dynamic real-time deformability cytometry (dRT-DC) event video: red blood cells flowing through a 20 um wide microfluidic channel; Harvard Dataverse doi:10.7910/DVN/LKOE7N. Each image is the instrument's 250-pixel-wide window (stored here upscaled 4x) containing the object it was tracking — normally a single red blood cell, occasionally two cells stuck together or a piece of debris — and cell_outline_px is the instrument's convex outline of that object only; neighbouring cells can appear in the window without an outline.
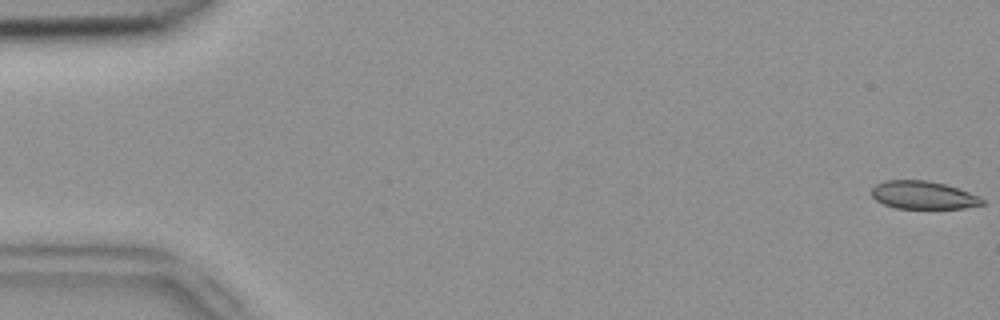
{"species": "common noctule bat (a hibernating species)", "species_latin": "Nyctalus noctula", "temperature_condition": "room temperature", "stored_images_in_passage": 54, "camera_frame_rate_fps": 3000, "um_per_image_px": 0.085, "animal": {"sex": "female", "body_mass_g": 18.4}, "frame": {"image": 1, "passage_image": 1, "time_ms": 0.0, "image_size_px": [1000, 320], "cell_outline_px": [[984, 204], [964, 208], [896, 208], [884, 204], [876, 200], [872, 196], [872, 188], [876, 184], [884, 180], [928, 180], [944, 184], [980, 196], [984, 200]], "centroid_in_image_um": [78.46, 16.58], "position_along_channel_um": 6.5, "area_um2": 17.92}}
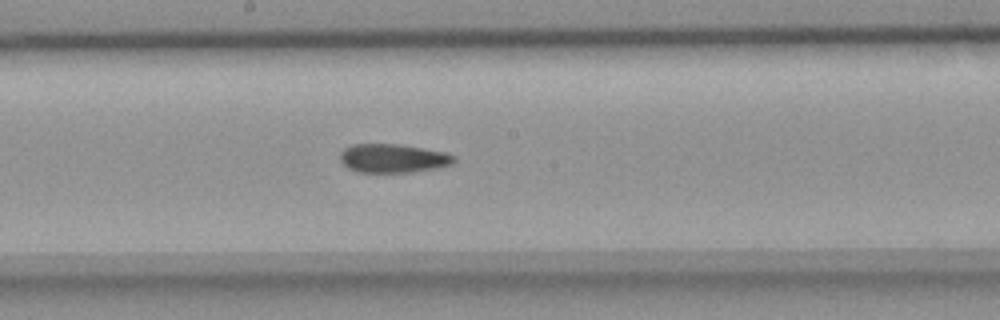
{"frame": {"image": 2, "passage_image": 29, "time_ms": 9.333, "image_size_px": [1000, 320], "cell_outline_px": [[456, 160], [452, 164], [436, 168], [412, 172], [360, 172], [348, 168], [340, 160], [340, 152], [344, 148], [352, 144], [400, 144], [448, 152], [456, 156]], "centroid_in_image_um": [33.44, 13.44], "position_along_channel_um": 214.8, "area_um2": 19.25}}
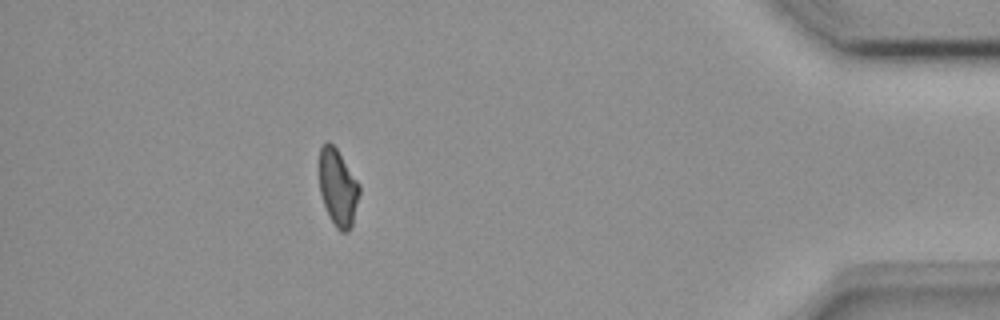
{"frame": {"image": 3, "passage_image": 48, "time_ms": 15.667, "image_size_px": [1000, 320], "cell_outline_px": [[360, 192], [352, 224], [348, 232], [340, 232], [336, 228], [324, 204], [320, 192], [320, 148], [328, 140], [336, 148], [360, 184]], "centroid_in_image_um": [28.74, 15.95], "position_along_channel_um": 406.5, "area_um2": 17.69}, "authors_computed_cell_mechanics": {"area_um2": 19.3341, "velocity_mm_per_s": 3.8178, "shape_relaxation_time_tau1_ms": null, "shape_relaxation_time_tau2_ms": 4.2361, "deformation_change_tau1": null, "deformation_change_tau2": 0.0945}}